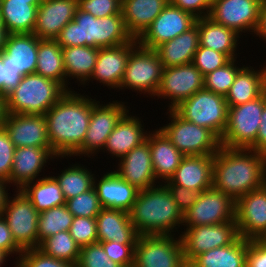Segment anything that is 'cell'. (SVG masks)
I'll return each mask as SVG.
<instances>
[{"mask_svg": "<svg viewBox=\"0 0 266 267\" xmlns=\"http://www.w3.org/2000/svg\"><path fill=\"white\" fill-rule=\"evenodd\" d=\"M67 157H57L51 148L18 147L14 151L13 165L9 185L21 190L27 183L39 179V173L48 161Z\"/></svg>", "mask_w": 266, "mask_h": 267, "instance_id": "22", "label": "cell"}, {"mask_svg": "<svg viewBox=\"0 0 266 267\" xmlns=\"http://www.w3.org/2000/svg\"><path fill=\"white\" fill-rule=\"evenodd\" d=\"M169 190L173 200L176 202L179 210L184 214L196 202L200 192L188 188L174 185L173 183H163Z\"/></svg>", "mask_w": 266, "mask_h": 267, "instance_id": "52", "label": "cell"}, {"mask_svg": "<svg viewBox=\"0 0 266 267\" xmlns=\"http://www.w3.org/2000/svg\"><path fill=\"white\" fill-rule=\"evenodd\" d=\"M185 267H197L193 262H186Z\"/></svg>", "mask_w": 266, "mask_h": 267, "instance_id": "62", "label": "cell"}, {"mask_svg": "<svg viewBox=\"0 0 266 267\" xmlns=\"http://www.w3.org/2000/svg\"><path fill=\"white\" fill-rule=\"evenodd\" d=\"M199 46L225 54L230 60L237 59V47L241 38L234 30L215 22L209 16L197 18Z\"/></svg>", "mask_w": 266, "mask_h": 267, "instance_id": "31", "label": "cell"}, {"mask_svg": "<svg viewBox=\"0 0 266 267\" xmlns=\"http://www.w3.org/2000/svg\"><path fill=\"white\" fill-rule=\"evenodd\" d=\"M21 191L39 213L66 204L59 183L50 175L27 183Z\"/></svg>", "mask_w": 266, "mask_h": 267, "instance_id": "37", "label": "cell"}, {"mask_svg": "<svg viewBox=\"0 0 266 267\" xmlns=\"http://www.w3.org/2000/svg\"><path fill=\"white\" fill-rule=\"evenodd\" d=\"M212 175V187L236 202L266 184V154L221 146L214 154Z\"/></svg>", "mask_w": 266, "mask_h": 267, "instance_id": "1", "label": "cell"}, {"mask_svg": "<svg viewBox=\"0 0 266 267\" xmlns=\"http://www.w3.org/2000/svg\"><path fill=\"white\" fill-rule=\"evenodd\" d=\"M162 71L163 66L157 52L138 44L129 55L120 90L130 89L155 99Z\"/></svg>", "mask_w": 266, "mask_h": 267, "instance_id": "9", "label": "cell"}, {"mask_svg": "<svg viewBox=\"0 0 266 267\" xmlns=\"http://www.w3.org/2000/svg\"><path fill=\"white\" fill-rule=\"evenodd\" d=\"M117 160L118 166L114 171L138 190H145L159 184L153 171L150 146L147 141Z\"/></svg>", "mask_w": 266, "mask_h": 267, "instance_id": "23", "label": "cell"}, {"mask_svg": "<svg viewBox=\"0 0 266 267\" xmlns=\"http://www.w3.org/2000/svg\"><path fill=\"white\" fill-rule=\"evenodd\" d=\"M0 249L6 251L11 257L16 255L14 260H18L23 252L13 239L10 228L3 216H0Z\"/></svg>", "mask_w": 266, "mask_h": 267, "instance_id": "55", "label": "cell"}, {"mask_svg": "<svg viewBox=\"0 0 266 267\" xmlns=\"http://www.w3.org/2000/svg\"><path fill=\"white\" fill-rule=\"evenodd\" d=\"M8 33L0 21V52L3 51Z\"/></svg>", "mask_w": 266, "mask_h": 267, "instance_id": "59", "label": "cell"}, {"mask_svg": "<svg viewBox=\"0 0 266 267\" xmlns=\"http://www.w3.org/2000/svg\"><path fill=\"white\" fill-rule=\"evenodd\" d=\"M183 229L179 235L186 262H192L198 255L208 250L225 247L239 237L236 220Z\"/></svg>", "mask_w": 266, "mask_h": 267, "instance_id": "13", "label": "cell"}, {"mask_svg": "<svg viewBox=\"0 0 266 267\" xmlns=\"http://www.w3.org/2000/svg\"><path fill=\"white\" fill-rule=\"evenodd\" d=\"M55 40L62 48L72 46L111 48L134 39L126 28L121 12L96 18L77 8L74 19L63 27Z\"/></svg>", "mask_w": 266, "mask_h": 267, "instance_id": "4", "label": "cell"}, {"mask_svg": "<svg viewBox=\"0 0 266 267\" xmlns=\"http://www.w3.org/2000/svg\"><path fill=\"white\" fill-rule=\"evenodd\" d=\"M39 38L33 33L8 34L3 48L7 64L23 76L35 73Z\"/></svg>", "mask_w": 266, "mask_h": 267, "instance_id": "29", "label": "cell"}, {"mask_svg": "<svg viewBox=\"0 0 266 267\" xmlns=\"http://www.w3.org/2000/svg\"><path fill=\"white\" fill-rule=\"evenodd\" d=\"M74 216L66 205L51 208L39 213L38 247L40 243L58 232L69 231Z\"/></svg>", "mask_w": 266, "mask_h": 267, "instance_id": "41", "label": "cell"}, {"mask_svg": "<svg viewBox=\"0 0 266 267\" xmlns=\"http://www.w3.org/2000/svg\"><path fill=\"white\" fill-rule=\"evenodd\" d=\"M95 98L68 91L44 114L50 146L57 157L70 158L83 144Z\"/></svg>", "mask_w": 266, "mask_h": 267, "instance_id": "2", "label": "cell"}, {"mask_svg": "<svg viewBox=\"0 0 266 267\" xmlns=\"http://www.w3.org/2000/svg\"><path fill=\"white\" fill-rule=\"evenodd\" d=\"M96 100L92 102L90 123L83 144L71 157H96L95 154L102 152L107 138L130 109L124 101L113 100L112 103L102 104Z\"/></svg>", "mask_w": 266, "mask_h": 267, "instance_id": "10", "label": "cell"}, {"mask_svg": "<svg viewBox=\"0 0 266 267\" xmlns=\"http://www.w3.org/2000/svg\"><path fill=\"white\" fill-rule=\"evenodd\" d=\"M262 1L213 0L209 17L215 22L234 30L240 36L242 33L248 32L252 35L258 24Z\"/></svg>", "mask_w": 266, "mask_h": 267, "instance_id": "16", "label": "cell"}, {"mask_svg": "<svg viewBox=\"0 0 266 267\" xmlns=\"http://www.w3.org/2000/svg\"><path fill=\"white\" fill-rule=\"evenodd\" d=\"M167 110L171 121L159 130L184 156L214 155L220 149V139L211 130L186 121L173 109Z\"/></svg>", "mask_w": 266, "mask_h": 267, "instance_id": "7", "label": "cell"}, {"mask_svg": "<svg viewBox=\"0 0 266 267\" xmlns=\"http://www.w3.org/2000/svg\"><path fill=\"white\" fill-rule=\"evenodd\" d=\"M129 218L139 235H175L183 225V214L162 183L138 191Z\"/></svg>", "mask_w": 266, "mask_h": 267, "instance_id": "3", "label": "cell"}, {"mask_svg": "<svg viewBox=\"0 0 266 267\" xmlns=\"http://www.w3.org/2000/svg\"><path fill=\"white\" fill-rule=\"evenodd\" d=\"M108 257L122 267H133L135 244H121L117 241L100 242Z\"/></svg>", "mask_w": 266, "mask_h": 267, "instance_id": "48", "label": "cell"}, {"mask_svg": "<svg viewBox=\"0 0 266 267\" xmlns=\"http://www.w3.org/2000/svg\"><path fill=\"white\" fill-rule=\"evenodd\" d=\"M255 69L243 65L238 71L235 81L225 96L228 107L245 104L258 98L266 90V65Z\"/></svg>", "mask_w": 266, "mask_h": 267, "instance_id": "33", "label": "cell"}, {"mask_svg": "<svg viewBox=\"0 0 266 267\" xmlns=\"http://www.w3.org/2000/svg\"><path fill=\"white\" fill-rule=\"evenodd\" d=\"M236 202L213 187L200 192L193 206L183 214L184 228L216 225L235 220Z\"/></svg>", "mask_w": 266, "mask_h": 267, "instance_id": "14", "label": "cell"}, {"mask_svg": "<svg viewBox=\"0 0 266 267\" xmlns=\"http://www.w3.org/2000/svg\"><path fill=\"white\" fill-rule=\"evenodd\" d=\"M198 47L199 30L195 24L174 39L160 44L154 50L157 52L163 68H166L192 63Z\"/></svg>", "mask_w": 266, "mask_h": 267, "instance_id": "34", "label": "cell"}, {"mask_svg": "<svg viewBox=\"0 0 266 267\" xmlns=\"http://www.w3.org/2000/svg\"><path fill=\"white\" fill-rule=\"evenodd\" d=\"M173 110L186 121L208 128L219 139L223 136L228 116L224 96L203 88L181 101Z\"/></svg>", "mask_w": 266, "mask_h": 267, "instance_id": "8", "label": "cell"}, {"mask_svg": "<svg viewBox=\"0 0 266 267\" xmlns=\"http://www.w3.org/2000/svg\"><path fill=\"white\" fill-rule=\"evenodd\" d=\"M65 205L74 217L96 218L102 209L94 187L76 197L67 199Z\"/></svg>", "mask_w": 266, "mask_h": 267, "instance_id": "43", "label": "cell"}, {"mask_svg": "<svg viewBox=\"0 0 266 267\" xmlns=\"http://www.w3.org/2000/svg\"><path fill=\"white\" fill-rule=\"evenodd\" d=\"M146 141L150 146L156 180L163 184V182L169 181L185 156L158 128L148 133Z\"/></svg>", "mask_w": 266, "mask_h": 267, "instance_id": "28", "label": "cell"}, {"mask_svg": "<svg viewBox=\"0 0 266 267\" xmlns=\"http://www.w3.org/2000/svg\"><path fill=\"white\" fill-rule=\"evenodd\" d=\"M10 187H11V185L9 186V184L7 182L0 179V216H2L4 207H5V203H6L8 195H9L8 190L10 189Z\"/></svg>", "mask_w": 266, "mask_h": 267, "instance_id": "58", "label": "cell"}, {"mask_svg": "<svg viewBox=\"0 0 266 267\" xmlns=\"http://www.w3.org/2000/svg\"><path fill=\"white\" fill-rule=\"evenodd\" d=\"M15 146L11 142L7 131L0 127V179L9 184L13 165Z\"/></svg>", "mask_w": 266, "mask_h": 267, "instance_id": "50", "label": "cell"}, {"mask_svg": "<svg viewBox=\"0 0 266 267\" xmlns=\"http://www.w3.org/2000/svg\"><path fill=\"white\" fill-rule=\"evenodd\" d=\"M14 267H76L74 264L45 255L38 248L23 250Z\"/></svg>", "mask_w": 266, "mask_h": 267, "instance_id": "44", "label": "cell"}, {"mask_svg": "<svg viewBox=\"0 0 266 267\" xmlns=\"http://www.w3.org/2000/svg\"><path fill=\"white\" fill-rule=\"evenodd\" d=\"M15 192L14 197L8 195L2 216L22 250L38 248L39 212L21 190Z\"/></svg>", "mask_w": 266, "mask_h": 267, "instance_id": "12", "label": "cell"}, {"mask_svg": "<svg viewBox=\"0 0 266 267\" xmlns=\"http://www.w3.org/2000/svg\"><path fill=\"white\" fill-rule=\"evenodd\" d=\"M78 8L96 18H103L121 12L118 0H78Z\"/></svg>", "mask_w": 266, "mask_h": 267, "instance_id": "49", "label": "cell"}, {"mask_svg": "<svg viewBox=\"0 0 266 267\" xmlns=\"http://www.w3.org/2000/svg\"><path fill=\"white\" fill-rule=\"evenodd\" d=\"M137 45L138 41L134 39L120 46L99 48L93 74L84 85H88L89 81L96 80L95 82H99L107 88L111 87L110 89H119L120 91L129 55Z\"/></svg>", "mask_w": 266, "mask_h": 267, "instance_id": "20", "label": "cell"}, {"mask_svg": "<svg viewBox=\"0 0 266 267\" xmlns=\"http://www.w3.org/2000/svg\"><path fill=\"white\" fill-rule=\"evenodd\" d=\"M69 233L80 248L98 242L96 218L74 217Z\"/></svg>", "mask_w": 266, "mask_h": 267, "instance_id": "47", "label": "cell"}, {"mask_svg": "<svg viewBox=\"0 0 266 267\" xmlns=\"http://www.w3.org/2000/svg\"><path fill=\"white\" fill-rule=\"evenodd\" d=\"M98 242L117 241L136 244L139 234L130 221L129 212L102 208L96 216Z\"/></svg>", "mask_w": 266, "mask_h": 267, "instance_id": "27", "label": "cell"}, {"mask_svg": "<svg viewBox=\"0 0 266 267\" xmlns=\"http://www.w3.org/2000/svg\"><path fill=\"white\" fill-rule=\"evenodd\" d=\"M259 36L260 40L266 42V0L262 1L259 10L258 24L254 32V36Z\"/></svg>", "mask_w": 266, "mask_h": 267, "instance_id": "57", "label": "cell"}, {"mask_svg": "<svg viewBox=\"0 0 266 267\" xmlns=\"http://www.w3.org/2000/svg\"><path fill=\"white\" fill-rule=\"evenodd\" d=\"M168 3L169 0H124L121 13L132 38L138 40Z\"/></svg>", "mask_w": 266, "mask_h": 267, "instance_id": "30", "label": "cell"}, {"mask_svg": "<svg viewBox=\"0 0 266 267\" xmlns=\"http://www.w3.org/2000/svg\"><path fill=\"white\" fill-rule=\"evenodd\" d=\"M236 59H231L223 67L204 76V88L216 94L226 96L232 86L238 71L242 68Z\"/></svg>", "mask_w": 266, "mask_h": 267, "instance_id": "42", "label": "cell"}, {"mask_svg": "<svg viewBox=\"0 0 266 267\" xmlns=\"http://www.w3.org/2000/svg\"><path fill=\"white\" fill-rule=\"evenodd\" d=\"M23 75L7 64V55L0 52V95L6 96L17 87Z\"/></svg>", "mask_w": 266, "mask_h": 267, "instance_id": "51", "label": "cell"}, {"mask_svg": "<svg viewBox=\"0 0 266 267\" xmlns=\"http://www.w3.org/2000/svg\"><path fill=\"white\" fill-rule=\"evenodd\" d=\"M76 267H122L112 261L100 242L83 246L80 249Z\"/></svg>", "mask_w": 266, "mask_h": 267, "instance_id": "45", "label": "cell"}, {"mask_svg": "<svg viewBox=\"0 0 266 267\" xmlns=\"http://www.w3.org/2000/svg\"><path fill=\"white\" fill-rule=\"evenodd\" d=\"M142 123L141 118L132 116L131 112L130 114L128 112L107 138L103 153L110 154L112 159H120L134 147L145 142L150 131L145 130Z\"/></svg>", "mask_w": 266, "mask_h": 267, "instance_id": "26", "label": "cell"}, {"mask_svg": "<svg viewBox=\"0 0 266 267\" xmlns=\"http://www.w3.org/2000/svg\"><path fill=\"white\" fill-rule=\"evenodd\" d=\"M262 240H264L266 242V235L262 238Z\"/></svg>", "mask_w": 266, "mask_h": 267, "instance_id": "63", "label": "cell"}, {"mask_svg": "<svg viewBox=\"0 0 266 267\" xmlns=\"http://www.w3.org/2000/svg\"><path fill=\"white\" fill-rule=\"evenodd\" d=\"M214 155L185 156L165 183H173L193 191L212 188Z\"/></svg>", "mask_w": 266, "mask_h": 267, "instance_id": "25", "label": "cell"}, {"mask_svg": "<svg viewBox=\"0 0 266 267\" xmlns=\"http://www.w3.org/2000/svg\"><path fill=\"white\" fill-rule=\"evenodd\" d=\"M41 0H0V21L8 34L33 33Z\"/></svg>", "mask_w": 266, "mask_h": 267, "instance_id": "32", "label": "cell"}, {"mask_svg": "<svg viewBox=\"0 0 266 267\" xmlns=\"http://www.w3.org/2000/svg\"><path fill=\"white\" fill-rule=\"evenodd\" d=\"M266 103V90L254 100L228 107L227 126L220 139L222 147L256 151V138Z\"/></svg>", "mask_w": 266, "mask_h": 267, "instance_id": "6", "label": "cell"}, {"mask_svg": "<svg viewBox=\"0 0 266 267\" xmlns=\"http://www.w3.org/2000/svg\"><path fill=\"white\" fill-rule=\"evenodd\" d=\"M230 59L223 53L199 46L192 63L198 68L203 76L223 67Z\"/></svg>", "mask_w": 266, "mask_h": 267, "instance_id": "46", "label": "cell"}, {"mask_svg": "<svg viewBox=\"0 0 266 267\" xmlns=\"http://www.w3.org/2000/svg\"><path fill=\"white\" fill-rule=\"evenodd\" d=\"M235 220L244 239H262L266 235V184L236 201Z\"/></svg>", "mask_w": 266, "mask_h": 267, "instance_id": "18", "label": "cell"}, {"mask_svg": "<svg viewBox=\"0 0 266 267\" xmlns=\"http://www.w3.org/2000/svg\"><path fill=\"white\" fill-rule=\"evenodd\" d=\"M83 164H70L58 176H53L59 183L65 199H71L94 187L95 174Z\"/></svg>", "mask_w": 266, "mask_h": 267, "instance_id": "39", "label": "cell"}, {"mask_svg": "<svg viewBox=\"0 0 266 267\" xmlns=\"http://www.w3.org/2000/svg\"><path fill=\"white\" fill-rule=\"evenodd\" d=\"M103 174L100 180L96 176L94 178V189L102 208L129 212L139 190L124 181L114 170Z\"/></svg>", "mask_w": 266, "mask_h": 267, "instance_id": "24", "label": "cell"}, {"mask_svg": "<svg viewBox=\"0 0 266 267\" xmlns=\"http://www.w3.org/2000/svg\"><path fill=\"white\" fill-rule=\"evenodd\" d=\"M6 116V103L5 98L0 95V127L2 126Z\"/></svg>", "mask_w": 266, "mask_h": 267, "instance_id": "60", "label": "cell"}, {"mask_svg": "<svg viewBox=\"0 0 266 267\" xmlns=\"http://www.w3.org/2000/svg\"><path fill=\"white\" fill-rule=\"evenodd\" d=\"M2 126L15 148H51L44 115L6 113Z\"/></svg>", "mask_w": 266, "mask_h": 267, "instance_id": "19", "label": "cell"}, {"mask_svg": "<svg viewBox=\"0 0 266 267\" xmlns=\"http://www.w3.org/2000/svg\"><path fill=\"white\" fill-rule=\"evenodd\" d=\"M180 235H139L133 267H185Z\"/></svg>", "mask_w": 266, "mask_h": 267, "instance_id": "11", "label": "cell"}, {"mask_svg": "<svg viewBox=\"0 0 266 267\" xmlns=\"http://www.w3.org/2000/svg\"><path fill=\"white\" fill-rule=\"evenodd\" d=\"M256 151L266 154V103L261 116V125L259 126L256 138Z\"/></svg>", "mask_w": 266, "mask_h": 267, "instance_id": "56", "label": "cell"}, {"mask_svg": "<svg viewBox=\"0 0 266 267\" xmlns=\"http://www.w3.org/2000/svg\"><path fill=\"white\" fill-rule=\"evenodd\" d=\"M248 239L239 236L233 243L198 255L192 262L197 267H246Z\"/></svg>", "mask_w": 266, "mask_h": 267, "instance_id": "36", "label": "cell"}, {"mask_svg": "<svg viewBox=\"0 0 266 267\" xmlns=\"http://www.w3.org/2000/svg\"><path fill=\"white\" fill-rule=\"evenodd\" d=\"M204 88V76L193 64L163 68L161 83L156 96L168 99V109L175 108L181 101Z\"/></svg>", "mask_w": 266, "mask_h": 267, "instance_id": "15", "label": "cell"}, {"mask_svg": "<svg viewBox=\"0 0 266 267\" xmlns=\"http://www.w3.org/2000/svg\"><path fill=\"white\" fill-rule=\"evenodd\" d=\"M35 73L60 83L66 89L62 47L56 40L39 39Z\"/></svg>", "mask_w": 266, "mask_h": 267, "instance_id": "38", "label": "cell"}, {"mask_svg": "<svg viewBox=\"0 0 266 267\" xmlns=\"http://www.w3.org/2000/svg\"><path fill=\"white\" fill-rule=\"evenodd\" d=\"M169 3L193 14L196 18L209 16L212 6L211 0H169Z\"/></svg>", "mask_w": 266, "mask_h": 267, "instance_id": "54", "label": "cell"}, {"mask_svg": "<svg viewBox=\"0 0 266 267\" xmlns=\"http://www.w3.org/2000/svg\"><path fill=\"white\" fill-rule=\"evenodd\" d=\"M246 267H266V242L264 240H249Z\"/></svg>", "mask_w": 266, "mask_h": 267, "instance_id": "53", "label": "cell"}, {"mask_svg": "<svg viewBox=\"0 0 266 267\" xmlns=\"http://www.w3.org/2000/svg\"><path fill=\"white\" fill-rule=\"evenodd\" d=\"M7 257L10 258V255L6 251H4L3 249H0V267L1 266L3 267V265H5Z\"/></svg>", "mask_w": 266, "mask_h": 267, "instance_id": "61", "label": "cell"}, {"mask_svg": "<svg viewBox=\"0 0 266 267\" xmlns=\"http://www.w3.org/2000/svg\"><path fill=\"white\" fill-rule=\"evenodd\" d=\"M68 91L58 82L37 73L23 76L5 98L6 113L44 115Z\"/></svg>", "mask_w": 266, "mask_h": 267, "instance_id": "5", "label": "cell"}, {"mask_svg": "<svg viewBox=\"0 0 266 267\" xmlns=\"http://www.w3.org/2000/svg\"><path fill=\"white\" fill-rule=\"evenodd\" d=\"M197 18L168 3L162 12L150 24L149 28L137 40L147 49H155L160 44L172 40L196 24Z\"/></svg>", "mask_w": 266, "mask_h": 267, "instance_id": "17", "label": "cell"}, {"mask_svg": "<svg viewBox=\"0 0 266 267\" xmlns=\"http://www.w3.org/2000/svg\"><path fill=\"white\" fill-rule=\"evenodd\" d=\"M98 52L99 48L88 46L62 48L67 91L73 90L71 87H68V84H70L69 80H72V78L77 79L75 82L79 81L78 85L80 86H84V84L91 78L97 61Z\"/></svg>", "mask_w": 266, "mask_h": 267, "instance_id": "35", "label": "cell"}, {"mask_svg": "<svg viewBox=\"0 0 266 267\" xmlns=\"http://www.w3.org/2000/svg\"><path fill=\"white\" fill-rule=\"evenodd\" d=\"M38 249L47 256L68 261L76 266L81 248L69 231H63L43 240Z\"/></svg>", "mask_w": 266, "mask_h": 267, "instance_id": "40", "label": "cell"}, {"mask_svg": "<svg viewBox=\"0 0 266 267\" xmlns=\"http://www.w3.org/2000/svg\"><path fill=\"white\" fill-rule=\"evenodd\" d=\"M77 8L78 0H41L33 34L39 39L55 40L74 19Z\"/></svg>", "mask_w": 266, "mask_h": 267, "instance_id": "21", "label": "cell"}]
</instances>
